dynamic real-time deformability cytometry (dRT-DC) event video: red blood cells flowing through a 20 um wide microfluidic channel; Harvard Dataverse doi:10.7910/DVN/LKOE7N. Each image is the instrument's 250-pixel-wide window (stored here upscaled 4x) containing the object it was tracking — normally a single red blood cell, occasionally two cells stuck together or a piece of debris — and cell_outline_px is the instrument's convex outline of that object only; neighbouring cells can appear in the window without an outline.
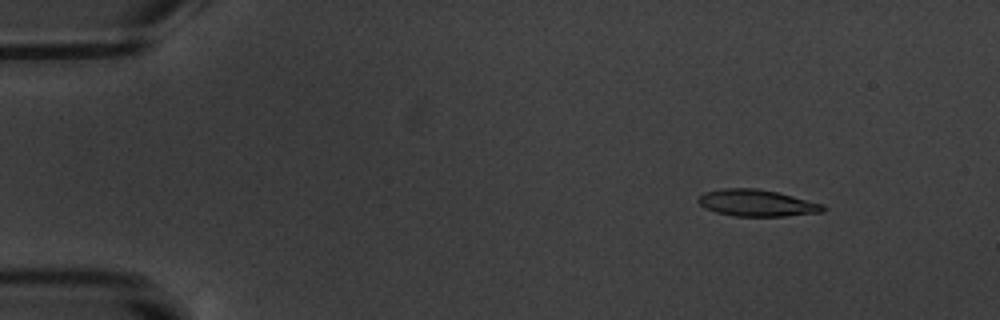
{"species": "common noctule bat (a hibernating species)", "species_latin": "Nyctalus noctula", "temperature_condition": "warm", "stored_images_in_passage": 15, "camera_frame_rate_fps": 3000, "um_per_image_px": 0.085, "animal": {"sex": "male", "body_mass_g": 20.1, "forearm_length_mm": 53.5}, "frame": {"image": 1, "passage_image": 1, "time_ms": 0.0, "image_size_px": [1000, 320], "cell_outline_px": [[828, 208], [820, 212], [784, 216], [732, 216], [716, 212], [704, 208], [696, 200], [704, 192], [724, 188], [756, 188], [776, 192], [824, 204]], "centroid_in_image_um": [64.31, 17.25], "position_along_channel_um": 20.7, "area_um2": 19.36}}
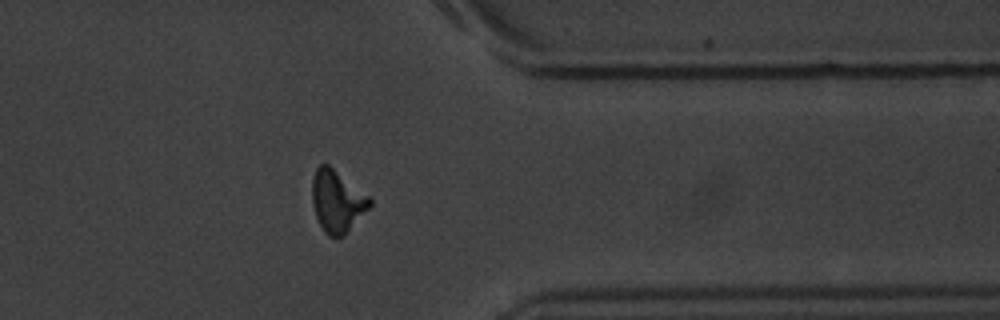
{"frame": {"image": 2, "passage_image": 12, "time_ms": 13.333, "image_size_px": [1000, 320], "cell_outline_px": [[372, 204], [344, 236], [336, 240], [328, 236], [324, 232], [316, 216], [312, 204], [312, 180], [316, 168], [320, 164], [328, 164], [368, 196], [372, 200]], "centroid_in_image_um": [28.63, 17.14], "position_along_channel_um": 382.8, "area_um2": 20.75}}
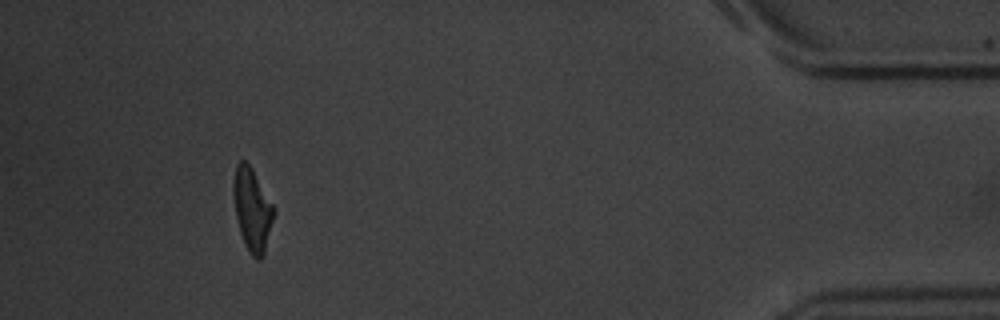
{"frame": {"image": 3, "passage_image": 14, "time_ms": 15.667, "image_size_px": [1000, 320], "cell_outline_px": [[276, 208], [264, 256], [260, 260], [256, 260], [248, 252], [244, 244], [240, 232], [236, 216], [232, 192], [232, 180], [236, 164], [240, 160], [244, 160], [252, 168]], "centroid_in_image_um": [21.44, 17.81], "position_along_channel_um": 413.8, "area_um2": 19.94}, "authors_computed_cell_mechanics": {"area_um2": 19.8832, "velocity_mm_per_s": 3.4858, "shape_relaxation_time_tau1_ms": 4.6418, "shape_relaxation_time_tau2_ms": 3.6948, "deformation_change_tau1": 0.1814, "deformation_change_tau2": 0.1179}}